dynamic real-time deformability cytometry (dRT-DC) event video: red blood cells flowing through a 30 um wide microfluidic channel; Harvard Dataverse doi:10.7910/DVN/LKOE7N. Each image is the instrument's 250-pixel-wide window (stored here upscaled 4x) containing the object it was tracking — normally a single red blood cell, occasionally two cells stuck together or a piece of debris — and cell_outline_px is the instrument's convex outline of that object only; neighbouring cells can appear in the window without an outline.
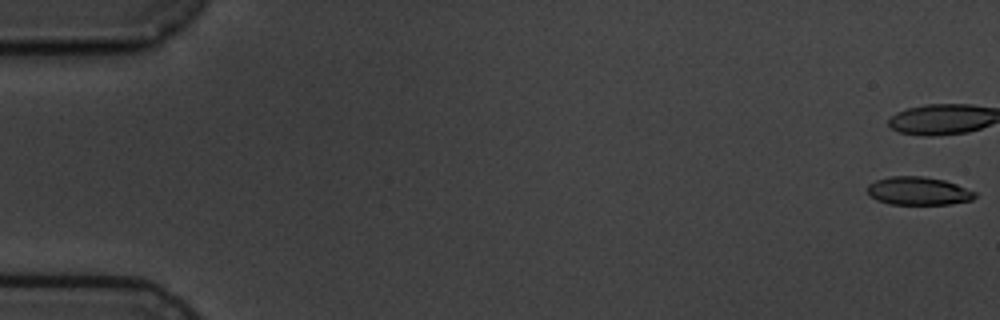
{"species": "common noctule bat (a hibernating species)", "species_latin": "Nyctalus noctula", "temperature_condition": "cold", "stored_images_in_passage": 5, "camera_frame_rate_fps": 3000, "um_per_image_px": 0.085, "animal": {"sex": "male", "body_mass_g": 19.5, "forearm_length_mm": 54.6}, "frame": {"image": 1, "passage_image": 1, "time_ms": 0.0, "image_size_px": [1000, 320], "cell_outline_px": [[976, 196], [972, 200], [952, 204], [888, 204], [876, 200], [868, 192], [868, 184], [876, 180], [888, 176], [924, 176], [944, 180], [956, 184], [976, 192]], "centroid_in_image_um": [78.06, 16.23], "position_along_channel_um": 6.9, "area_um2": 17.69}}